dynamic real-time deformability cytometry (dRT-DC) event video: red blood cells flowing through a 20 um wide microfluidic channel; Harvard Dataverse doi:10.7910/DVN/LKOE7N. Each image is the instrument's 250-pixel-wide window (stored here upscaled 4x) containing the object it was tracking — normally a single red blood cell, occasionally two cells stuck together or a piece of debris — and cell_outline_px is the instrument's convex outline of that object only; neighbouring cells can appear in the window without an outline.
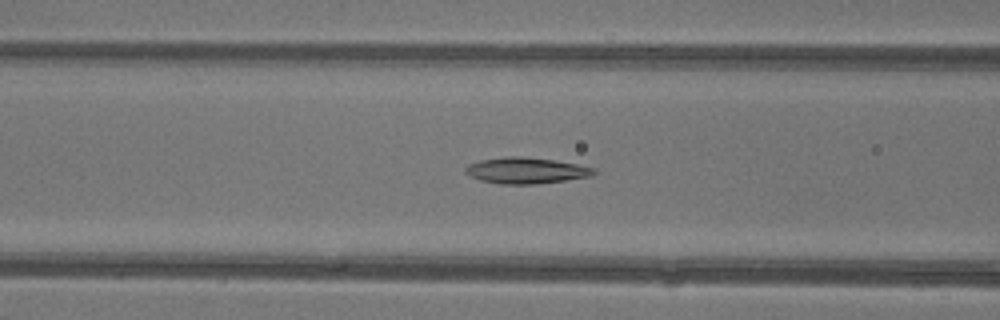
{"species": "common noctule bat (a hibernating species)", "species_latin": "Nyctalus noctula", "temperature_condition": "warm", "stored_images_in_passage": 43, "camera_frame_rate_fps": 3000, "um_per_image_px": 0.085, "animal": {"sex": "female"}, "frame": {"image": 1, "passage_image": 14, "time_ms": 4.333, "image_size_px": [1000, 320], "cell_outline_px": [[596, 172], [592, 176], [564, 180], [532, 184], [500, 184], [480, 180], [464, 172], [464, 168], [468, 164], [480, 160], [508, 156], [520, 156], [552, 160], [576, 164], [596, 168]], "centroid_in_image_um": [44.69, 14.49], "position_along_channel_um": 121.9, "area_um2": 19.36}}
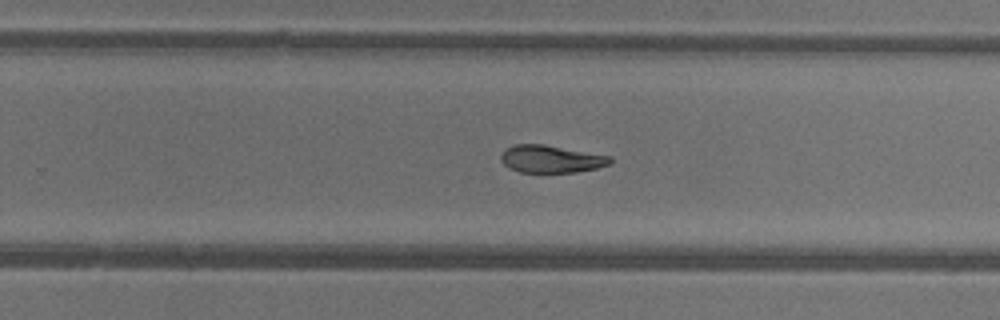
{"frame": {"image": 2, "passage_image": 25, "time_ms": 8.0, "image_size_px": [1000, 320], "cell_outline_px": [[612, 164], [596, 168], [576, 172], [520, 172], [508, 168], [500, 160], [500, 156], [504, 148], [512, 144], [544, 144], [612, 156]], "centroid_in_image_um": [46.82, 13.5], "position_along_channel_um": 283.0, "area_um2": 17.74}}
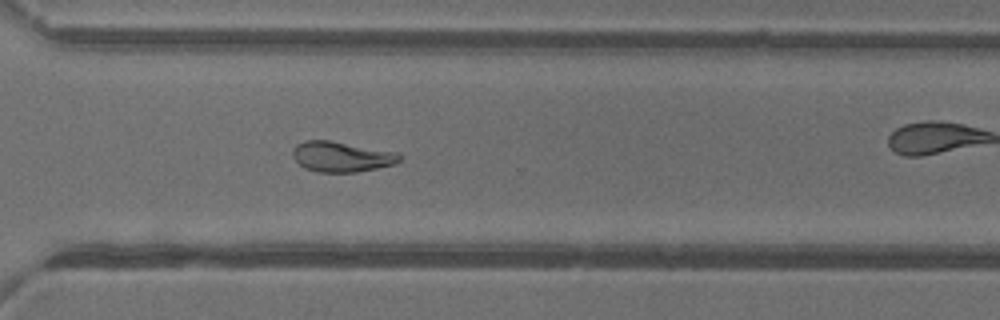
{"frame": {"image": 3, "passage_image": 29, "time_ms": 9.333, "image_size_px": [1000, 320], "cell_outline_px": [[400, 160], [396, 164], [356, 172], [316, 172], [304, 168], [292, 156], [292, 152], [296, 144], [304, 140], [332, 140], [396, 152], [400, 156]], "centroid_in_image_um": [29.0, 13.31], "position_along_channel_um": 341.6, "area_um2": 18.96}, "authors_computed_cell_mechanics": {"area_um2": 19.5942, "velocity_mm_per_s": 4.408, "shape_relaxation_time_tau1_ms": 9.4777, "shape_relaxation_time_tau2_ms": 6.0275, "deformation_change_tau1": 0.2379, "deformation_change_tau2": 0.1303}}